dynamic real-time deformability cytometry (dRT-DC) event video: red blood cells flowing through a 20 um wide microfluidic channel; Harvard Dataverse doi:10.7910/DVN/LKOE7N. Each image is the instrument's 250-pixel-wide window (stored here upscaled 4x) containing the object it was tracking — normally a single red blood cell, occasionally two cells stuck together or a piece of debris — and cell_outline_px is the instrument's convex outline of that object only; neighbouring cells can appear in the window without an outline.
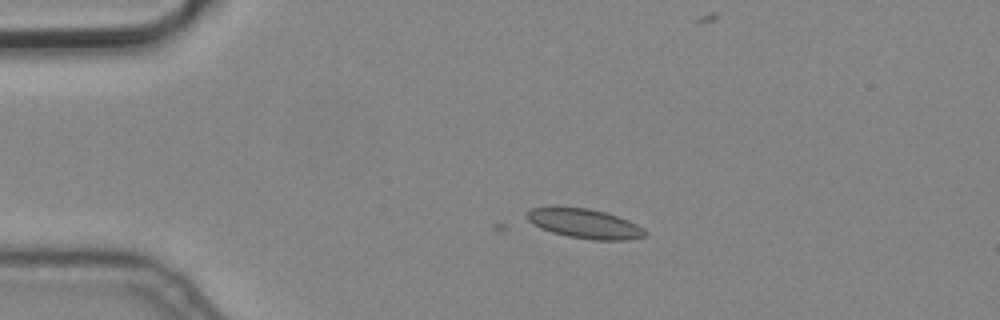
{"species": "common noctule bat (a hibernating species)", "species_latin": "Nyctalus noctula", "temperature_condition": "cold", "stored_images_in_passage": 9, "camera_frame_rate_fps": 3000, "um_per_image_px": 0.085, "animal": {"sex": "male", "body_mass_g": 19.2, "forearm_length_mm": 51.8}, "frame": {"image": 1, "passage_image": 3, "time_ms": 0.667, "image_size_px": [1000, 320], "cell_outline_px": [[648, 232], [644, 236], [628, 240], [592, 240], [568, 236], [552, 232], [540, 228], [532, 224], [528, 220], [528, 212], [532, 208], [588, 208], [604, 212], [628, 220], [644, 228]], "centroid_in_image_um": [49.74, 19.03], "position_along_channel_um": 35.3, "area_um2": 19.94}}
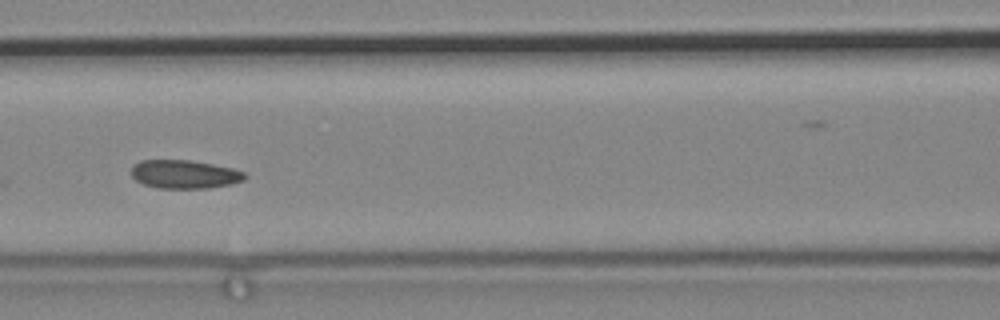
{"frame": {"image": 2, "passage_image": 6, "time_ms": 1.667, "image_size_px": [1000, 320], "cell_outline_px": [[248, 176], [244, 180], [232, 184], [208, 188], [160, 188], [144, 184], [136, 180], [132, 176], [132, 164], [140, 160], [188, 160], [212, 164], [232, 168], [244, 172]], "centroid_in_image_um": [15.69, 14.81], "position_along_channel_um": 150.9, "area_um2": 18.84}}
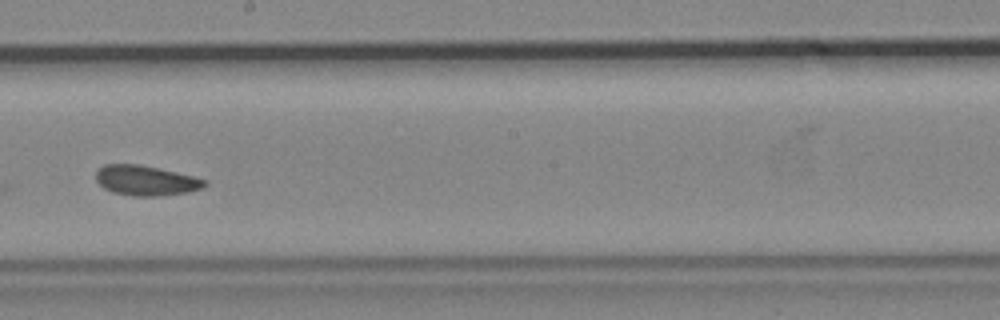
{"frame": {"image": 3, "passage_image": 8, "time_ms": 2.333, "image_size_px": [1000, 320], "cell_outline_px": [[208, 184], [204, 188], [188, 192], [156, 196], [132, 196], [112, 192], [104, 188], [96, 180], [96, 172], [104, 164], [140, 164], [160, 168], [208, 180]], "centroid_in_image_um": [12.42, 15.34], "position_along_channel_um": 235.8, "area_um2": 19.13}}